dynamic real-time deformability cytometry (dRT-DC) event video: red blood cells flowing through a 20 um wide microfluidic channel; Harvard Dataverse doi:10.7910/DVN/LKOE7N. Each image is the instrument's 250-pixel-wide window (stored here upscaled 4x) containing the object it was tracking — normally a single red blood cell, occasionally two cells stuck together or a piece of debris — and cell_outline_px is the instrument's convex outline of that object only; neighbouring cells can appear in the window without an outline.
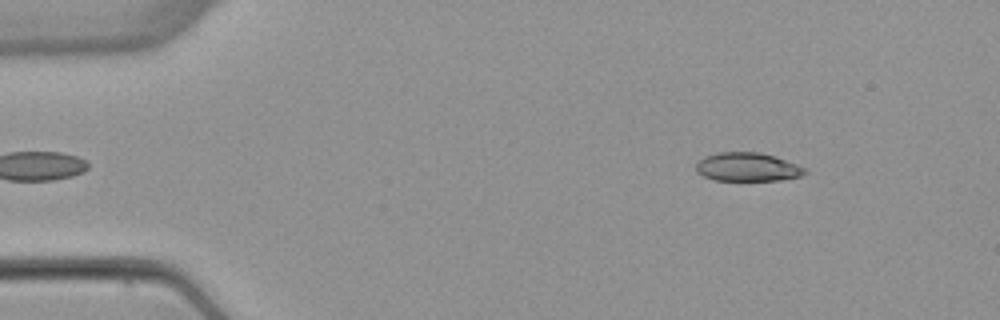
{"species": "common noctule bat (a hibernating species)", "species_latin": "Nyctalus noctula", "temperature_condition": "warm", "stored_images_in_passage": 3, "camera_frame_rate_fps": 3000, "um_per_image_px": 0.085, "animal": {"sex": "female", "body_mass_g": 22.7, "forearm_length_mm": 54.2}, "frame": {"image": 1, "passage_image": 1, "time_ms": 0.0, "image_size_px": [1000, 320], "cell_outline_px": [[808, 172], [800, 176], [780, 180], [716, 180], [704, 176], [696, 172], [696, 164], [704, 156], [716, 152], [760, 152], [776, 156], [796, 164], [804, 168]], "centroid_in_image_um": [63.52, 14.18], "position_along_channel_um": 21.5, "area_um2": 18.15}}